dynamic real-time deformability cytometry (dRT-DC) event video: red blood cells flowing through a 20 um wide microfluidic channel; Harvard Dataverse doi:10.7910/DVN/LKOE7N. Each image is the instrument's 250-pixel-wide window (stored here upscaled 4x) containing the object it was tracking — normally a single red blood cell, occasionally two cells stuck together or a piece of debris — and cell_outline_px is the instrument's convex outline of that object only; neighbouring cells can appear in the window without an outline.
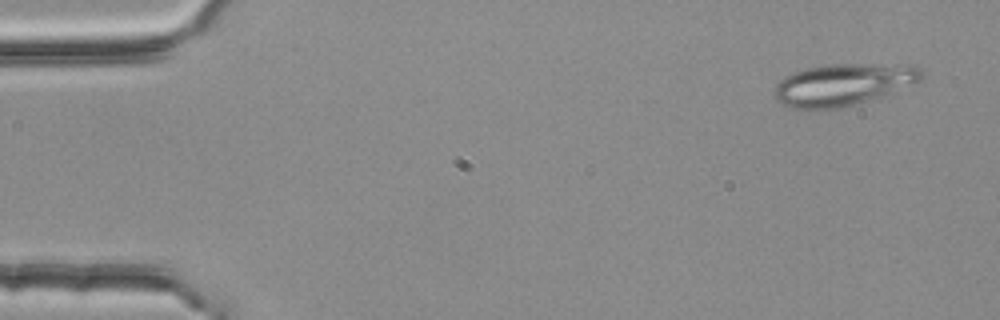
{"species": "common noctule bat (a hibernating species)", "species_latin": "Nyctalus noctula", "temperature_condition": "room temperature", "stored_images_in_passage": 4, "camera_frame_rate_fps": 3000, "um_per_image_px": 0.085, "animal": {"sex": "female", "body_mass_g": 25.1}, "frame": {"image": 1, "passage_image": 1, "time_ms": 0.0, "image_size_px": [1000, 320], "cell_outline_px": [[920, 80], [880, 96], [852, 104], [836, 108], [792, 108], [776, 100], [772, 92], [776, 84], [784, 76], [808, 68], [832, 64], [916, 64], [920, 68]], "centroid_in_image_um": [71.62, 7.16], "position_along_channel_um": 13.4, "area_um2": 35.2}}